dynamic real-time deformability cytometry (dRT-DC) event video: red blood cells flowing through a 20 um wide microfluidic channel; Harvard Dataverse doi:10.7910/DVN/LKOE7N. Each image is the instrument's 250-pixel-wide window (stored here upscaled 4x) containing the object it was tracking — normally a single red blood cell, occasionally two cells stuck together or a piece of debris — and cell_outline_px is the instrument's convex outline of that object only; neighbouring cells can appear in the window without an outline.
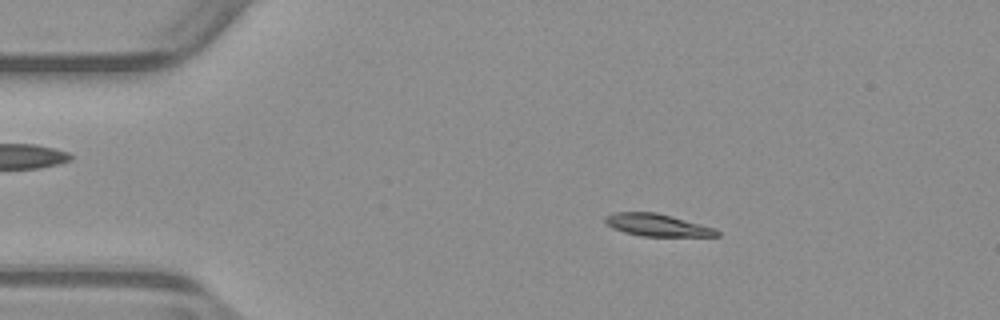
{"species": "common noctule bat (a hibernating species)", "species_latin": "Nyctalus noctula", "temperature_condition": "warm", "stored_images_in_passage": 53, "camera_frame_rate_fps": 3000, "um_per_image_px": 0.085, "animal": {"sex": "male", "body_mass_g": 23.1, "forearm_length_mm": 52.7}, "frame": {"image": 1, "passage_image": 10, "time_ms": 3.0, "image_size_px": [1000, 320], "cell_outline_px": [[720, 236], [640, 236], [624, 232], [612, 228], [604, 220], [604, 216], [616, 212], [656, 212], [672, 216], [700, 224], [712, 228], [720, 232]], "centroid_in_image_um": [55.82, 19.13], "position_along_channel_um": 29.2, "area_um2": 14.39}}
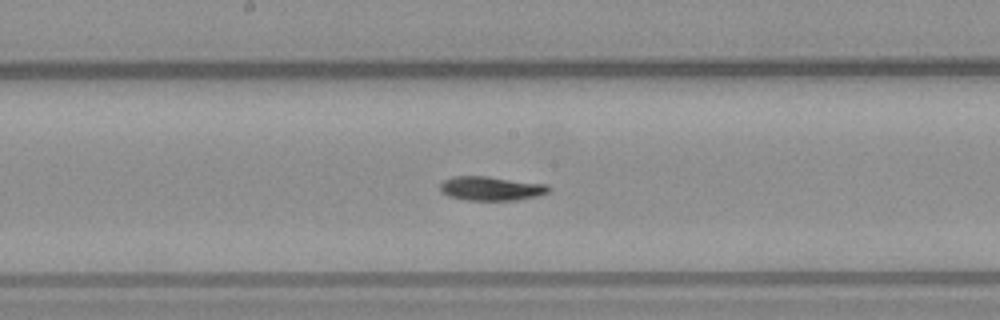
{"frame": {"image": 2, "passage_image": 28, "time_ms": 9.0, "image_size_px": [1000, 320], "cell_outline_px": [[552, 188], [548, 192], [536, 196], [516, 200], [468, 200], [448, 196], [440, 192], [440, 184], [444, 180], [456, 176], [488, 176], [548, 184]], "centroid_in_image_um": [41.76, 16.01], "position_along_channel_um": 206.4, "area_um2": 15.32}}
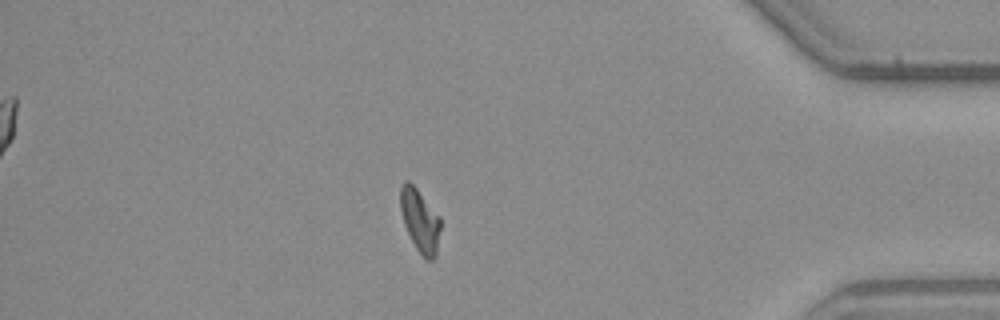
{"frame": {"image": 3, "passage_image": 46, "time_ms": 15.0, "image_size_px": [1000, 320], "cell_outline_px": [[440, 228], [436, 256], [432, 260], [428, 260], [416, 248], [404, 224], [400, 208], [400, 184], [404, 180], [408, 180], [416, 188], [440, 216]], "centroid_in_image_um": [35.69, 18.71], "position_along_channel_um": 399.5, "area_um2": 14.57}, "authors_computed_cell_mechanics": {"area_um2": 14.9124, "velocity_mm_per_s": 3.8991, "shape_relaxation_time_tau1_ms": 4.6625, "shape_relaxation_time_tau2_ms": 5.3029, "deformation_change_tau1": 0.1827, "deformation_change_tau2": 0.0929}}